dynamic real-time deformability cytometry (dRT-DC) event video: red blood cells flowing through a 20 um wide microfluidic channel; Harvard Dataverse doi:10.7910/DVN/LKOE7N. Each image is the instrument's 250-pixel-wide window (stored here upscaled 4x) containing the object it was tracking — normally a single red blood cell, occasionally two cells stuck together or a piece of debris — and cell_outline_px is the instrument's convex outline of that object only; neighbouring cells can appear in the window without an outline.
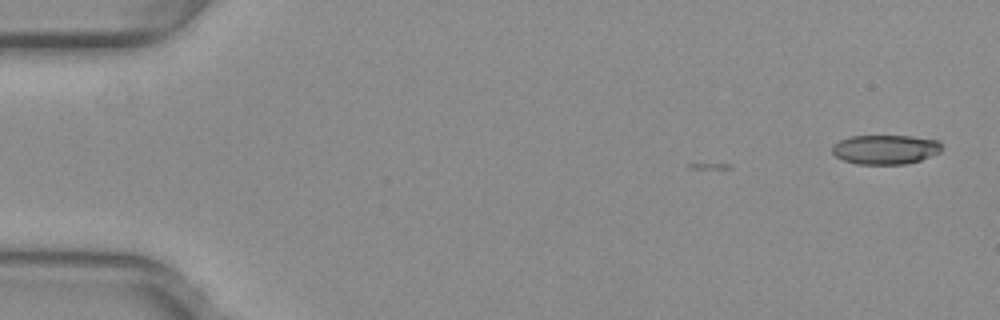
{"species": "common noctule bat (a hibernating species)", "species_latin": "Nyctalus noctula", "temperature_condition": "warm", "stored_images_in_passage": 4, "camera_frame_rate_fps": 3000, "um_per_image_px": 0.085, "animal": {"sex": "female", "body_mass_g": 29.2, "forearm_length_mm": 56.3}, "frame": {"image": 1, "passage_image": 1, "time_ms": 0.0, "image_size_px": [1000, 320], "cell_outline_px": [[944, 148], [940, 152], [920, 160], [908, 164], [856, 164], [844, 160], [836, 156], [832, 152], [832, 144], [840, 140], [852, 136], [912, 136], [940, 140]], "centroid_in_image_um": [75.29, 12.7], "position_along_channel_um": 9.7, "area_um2": 18.96}}